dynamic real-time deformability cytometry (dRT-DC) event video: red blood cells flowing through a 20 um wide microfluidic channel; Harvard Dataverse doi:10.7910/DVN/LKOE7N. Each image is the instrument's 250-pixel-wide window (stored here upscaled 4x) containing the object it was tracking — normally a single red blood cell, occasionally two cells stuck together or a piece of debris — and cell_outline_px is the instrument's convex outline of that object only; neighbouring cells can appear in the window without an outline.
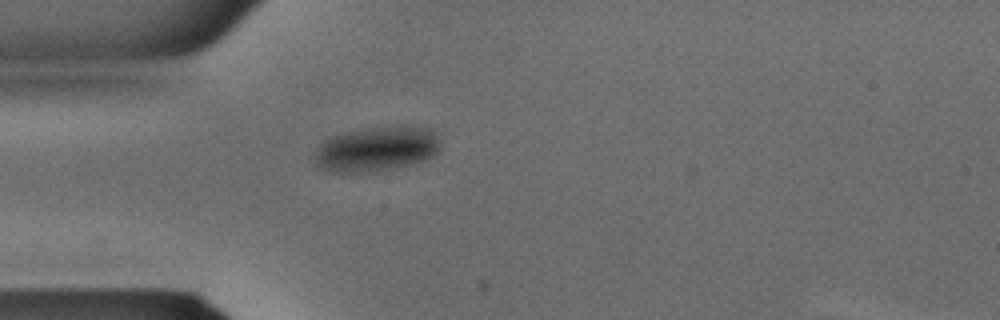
{"species": "common noctule bat (a hibernating species)", "species_latin": "Nyctalus noctula", "temperature_condition": "warm", "stored_images_in_passage": 24, "camera_frame_rate_fps": 3000, "um_per_image_px": 0.085, "animal": {"sex": "male", "body_mass_g": 15.6}, "frame": {"image": 1, "passage_image": 1, "time_ms": 0.0, "image_size_px": [1000, 320], "cell_outline_px": [[440, 148], [432, 156], [416, 164], [360, 172], [332, 172], [320, 168], [316, 164], [316, 148], [324, 140], [332, 136], [344, 132], [368, 128], [400, 124], [408, 124], [428, 128], [436, 132], [440, 144]], "centroid_in_image_um": [32.05, 12.62], "position_along_channel_um": 53.0, "area_um2": 33.12}}
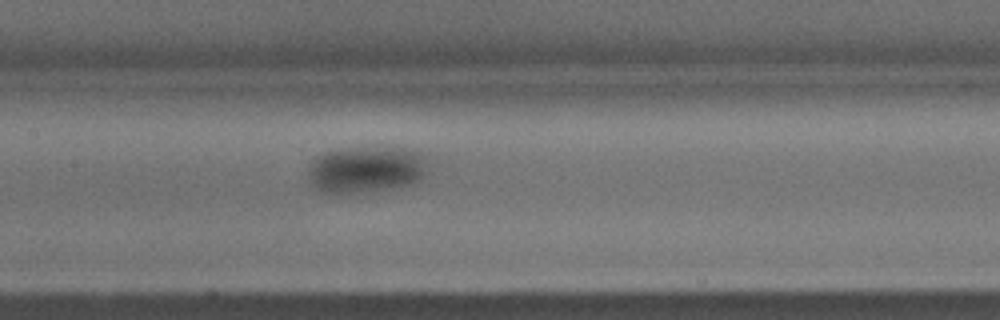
{"frame": {"image": 2, "passage_image": 8, "time_ms": 2.333, "image_size_px": [1000, 320], "cell_outline_px": [[420, 176], [412, 184], [348, 192], [324, 192], [316, 188], [308, 172], [308, 168], [320, 156], [328, 152], [404, 152], [412, 156], [416, 160], [420, 172]], "centroid_in_image_um": [30.85, 14.53], "position_along_channel_um": 176.6, "area_um2": 27.34}}
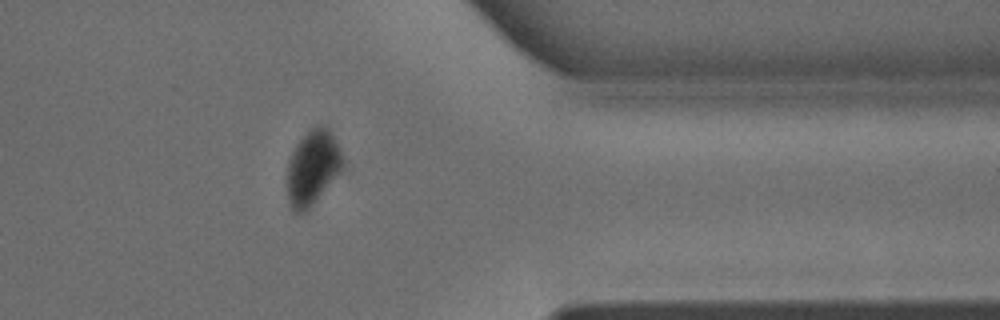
{"frame": {"image": 3, "passage_image": 20, "time_ms": 6.333, "image_size_px": [1000, 320], "cell_outline_px": [[344, 168], [312, 204], [300, 216], [292, 212], [288, 200], [288, 160], [296, 144], [312, 128], [320, 124], [328, 124], [340, 148], [344, 160]], "centroid_in_image_um": [26.59, 14.23], "position_along_channel_um": 384.8, "area_um2": 24.33}}